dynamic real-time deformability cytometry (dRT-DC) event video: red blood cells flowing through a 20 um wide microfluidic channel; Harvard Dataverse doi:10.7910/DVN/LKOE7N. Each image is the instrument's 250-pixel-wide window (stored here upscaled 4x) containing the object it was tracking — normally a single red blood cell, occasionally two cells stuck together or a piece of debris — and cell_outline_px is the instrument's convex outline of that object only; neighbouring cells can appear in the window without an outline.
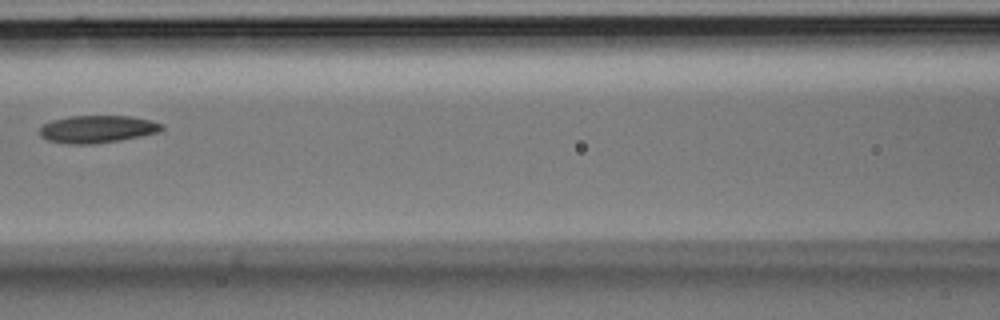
{"species": "Egyptian fruit bat (a non-hibernating species)", "species_latin": "Rousettus aegyptiacus", "temperature_condition": "room temperature", "stored_images_in_passage": 5, "camera_frame_rate_fps": 3000, "um_per_image_px": 0.085, "animal": {"sex": "male"}, "frame": {"image": 1, "passage_image": 5, "time_ms": 1.333, "image_size_px": [1000, 320], "cell_outline_px": [[164, 128], [160, 132], [120, 140], [92, 144], [68, 144], [48, 140], [40, 136], [40, 128], [44, 124], [52, 120], [68, 116], [128, 116], [148, 120], [164, 124]], "centroid_in_image_um": [8.27, 10.97], "position_along_channel_um": 158.3, "area_um2": 19.48}}